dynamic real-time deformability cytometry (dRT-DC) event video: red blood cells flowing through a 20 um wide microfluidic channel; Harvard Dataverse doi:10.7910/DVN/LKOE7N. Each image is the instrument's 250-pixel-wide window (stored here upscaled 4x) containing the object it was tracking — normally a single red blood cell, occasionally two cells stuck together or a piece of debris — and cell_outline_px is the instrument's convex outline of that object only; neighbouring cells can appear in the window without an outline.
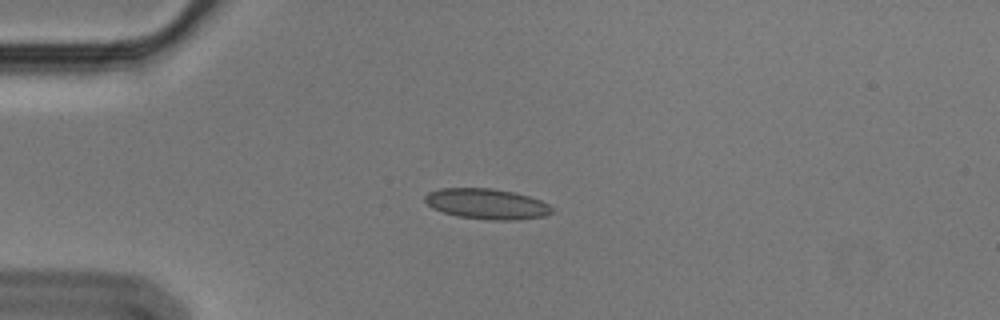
{"species": "Egyptian fruit bat (a non-hibernating species)", "species_latin": "Rousettus aegyptiacus", "temperature_condition": "cold", "stored_images_in_passage": 43, "camera_frame_rate_fps": 3000, "um_per_image_px": 0.085, "animal": {"sex": "male"}, "frame": {"image": 1, "passage_image": 1, "time_ms": 0.0, "image_size_px": [1000, 320], "cell_outline_px": [[552, 212], [544, 216], [516, 220], [492, 220], [456, 216], [432, 208], [424, 200], [424, 196], [428, 192], [440, 188], [492, 188], [512, 192], [528, 196], [540, 200], [548, 204], [552, 208]], "centroid_in_image_um": [41.35, 17.33], "position_along_channel_um": 43.7, "area_um2": 22.48}}
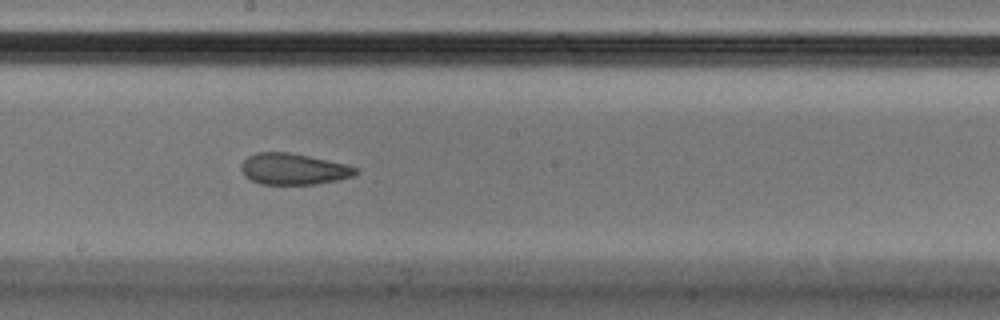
{"frame": {"image": 2, "passage_image": 18, "time_ms": 5.667, "image_size_px": [1000, 320], "cell_outline_px": [[360, 172], [352, 176], [336, 180], [316, 184], [260, 184], [244, 176], [240, 168], [244, 160], [248, 156], [256, 152], [288, 152], [348, 164], [360, 168]], "centroid_in_image_um": [24.96, 14.36], "position_along_channel_um": 223.2, "area_um2": 20.92}}
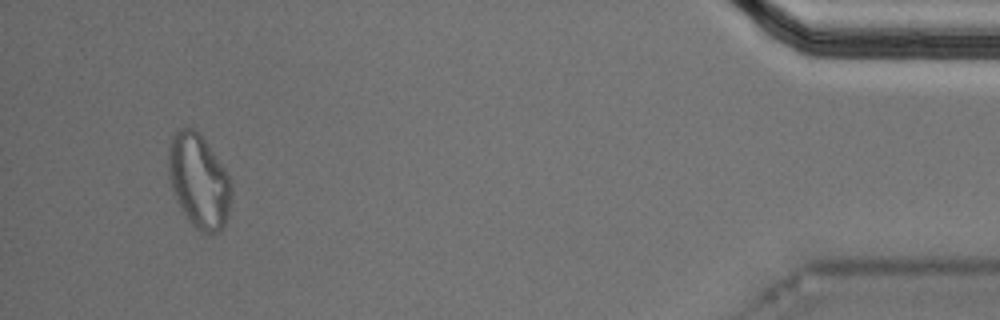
{"frame": {"image": 3, "passage_image": 40, "time_ms": 13.0, "image_size_px": [1000, 320], "cell_outline_px": [[232, 192], [228, 212], [224, 224], [216, 232], [200, 232], [188, 220], [172, 188], [168, 168], [168, 148], [172, 132], [176, 128], [192, 128], [200, 132], [228, 176], [232, 184]], "centroid_in_image_um": [16.88, 15.32], "position_along_channel_um": 418.3, "area_um2": 33.99}, "authors_computed_cell_mechanics": {"area_um2": 22.1374, "velocity_mm_per_s": 3.5722, "shape_relaxation_time_tau1_ms": null, "shape_relaxation_time_tau2_ms": 2.1375, "deformation_change_tau1": null, "deformation_change_tau2": 0.0651}}